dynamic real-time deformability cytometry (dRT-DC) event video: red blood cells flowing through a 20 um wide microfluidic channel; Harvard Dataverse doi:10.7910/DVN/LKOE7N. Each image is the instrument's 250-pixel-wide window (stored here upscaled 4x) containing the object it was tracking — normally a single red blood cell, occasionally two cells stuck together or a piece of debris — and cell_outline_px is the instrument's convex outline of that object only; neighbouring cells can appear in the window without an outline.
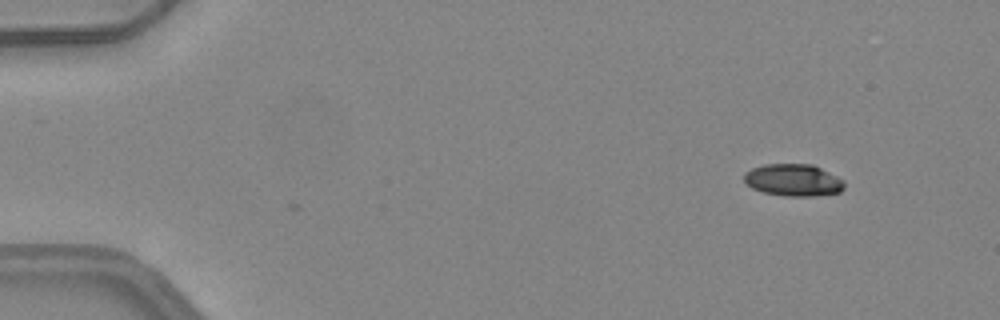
{"species": "common noctule bat (a hibernating species)", "species_latin": "Nyctalus noctula", "temperature_condition": "warm", "stored_images_in_passage": 6, "camera_frame_rate_fps": 3000, "um_per_image_px": 0.085, "animal": {"sex": "female", "body_mass_g": 24.6, "forearm_length_mm": 56.2}, "frame": {"image": 1, "passage_image": 6, "time_ms": 1.667, "image_size_px": [1000, 320], "cell_outline_px": [[844, 188], [840, 192], [816, 196], [784, 196], [764, 192], [752, 188], [744, 180], [744, 172], [752, 168], [764, 164], [812, 164], [844, 180]], "centroid_in_image_um": [67.43, 15.31], "position_along_channel_um": 17.6, "area_um2": 18.73}}